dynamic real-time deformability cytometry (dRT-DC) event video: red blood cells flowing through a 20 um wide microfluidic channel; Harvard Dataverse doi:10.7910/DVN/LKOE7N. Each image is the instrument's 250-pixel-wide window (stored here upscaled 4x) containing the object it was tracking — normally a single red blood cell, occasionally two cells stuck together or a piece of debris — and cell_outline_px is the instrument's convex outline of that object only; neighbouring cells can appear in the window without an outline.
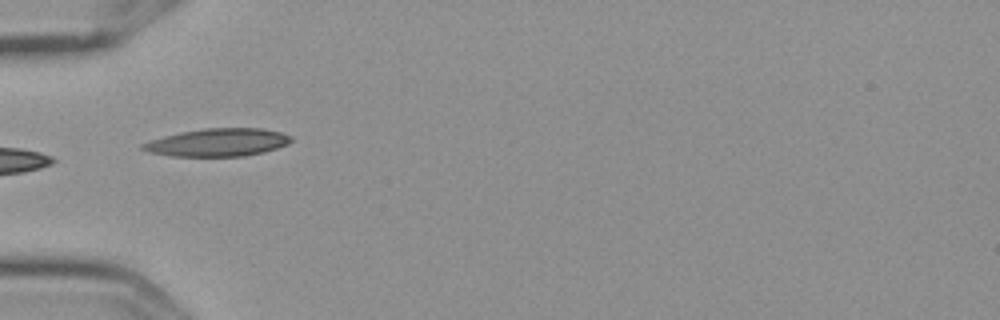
{"species": "Egyptian fruit bat (a non-hibernating species)", "species_latin": "Rousettus aegyptiacus", "temperature_condition": "cold", "stored_images_in_passage": 16, "camera_frame_rate_fps": 3000, "um_per_image_px": 0.085, "frame": {"image": 1, "passage_image": 6, "time_ms": 1.667, "image_size_px": [1000, 320], "cell_outline_px": [[292, 140], [288, 144], [264, 152], [244, 156], [172, 156], [148, 152], [140, 148], [140, 144], [164, 136], [180, 132], [204, 128], [264, 128], [280, 132], [292, 136]], "centroid_in_image_um": [18.52, 12.1], "position_along_channel_um": 66.5, "area_um2": 24.1}}
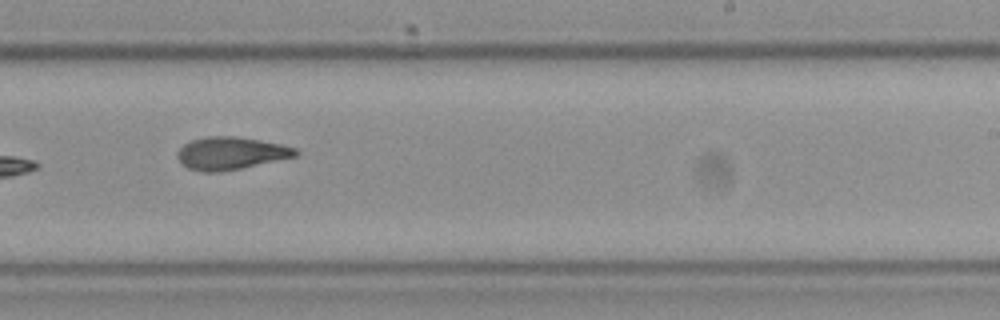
{"frame": {"image": 2, "passage_image": 11, "time_ms": 3.333, "image_size_px": [1000, 320], "cell_outline_px": [[300, 152], [296, 156], [240, 168], [220, 172], [204, 172], [188, 168], [176, 156], [176, 152], [184, 144], [192, 140], [208, 136], [236, 136], [260, 140], [280, 144], [296, 148]], "centroid_in_image_um": [19.61, 13.02], "position_along_channel_um": 269.4, "area_um2": 22.25}}
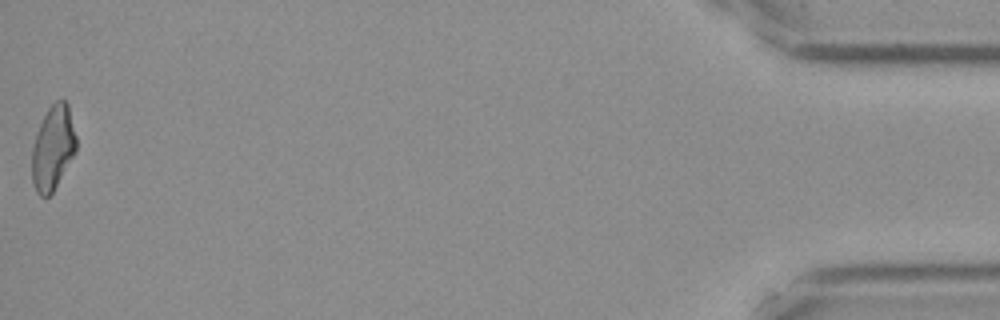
{"frame": {"image": 3, "passage_image": 16, "time_ms": 5.0, "image_size_px": [1000, 320], "cell_outline_px": [[76, 152], [52, 192], [48, 196], [40, 196], [36, 192], [32, 180], [32, 148], [36, 132], [48, 108], [56, 100], [64, 100], [68, 104], [76, 136]], "centroid_in_image_um": [4.49, 12.56], "position_along_channel_um": 430.7, "area_um2": 21.62}}